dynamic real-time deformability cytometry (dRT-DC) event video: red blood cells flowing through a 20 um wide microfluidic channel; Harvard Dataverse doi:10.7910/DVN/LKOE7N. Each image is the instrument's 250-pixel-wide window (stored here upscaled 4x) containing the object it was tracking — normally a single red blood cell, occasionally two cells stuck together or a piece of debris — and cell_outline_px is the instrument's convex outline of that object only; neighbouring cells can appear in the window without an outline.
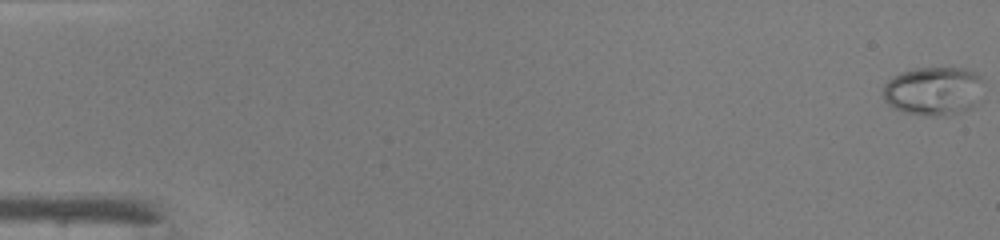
{"species": "common noctule bat (a hibernating species)", "species_latin": "Nyctalus noctula", "temperature_condition": "warm", "stored_images_in_passage": 48, "camera_frame_rate_fps": 3000, "um_per_image_px": 0.085, "animal": {"sex": "male", "body_mass_g": 19.0, "forearm_length_mm": 50.8}, "frame": {"image": 1, "passage_image": 1, "time_ms": 0.0, "image_size_px": [1000, 240], "cell_outline_px": [[980, 80], [976, 104], [972, 108], [944, 116], [932, 116], [904, 112], [892, 108], [884, 100], [884, 84], [892, 76], [900, 72], [912, 68], [964, 68], [976, 72], [980, 76]], "centroid_in_image_um": [79.28, 7.72], "position_along_channel_um": 5.7, "area_um2": 28.32}}
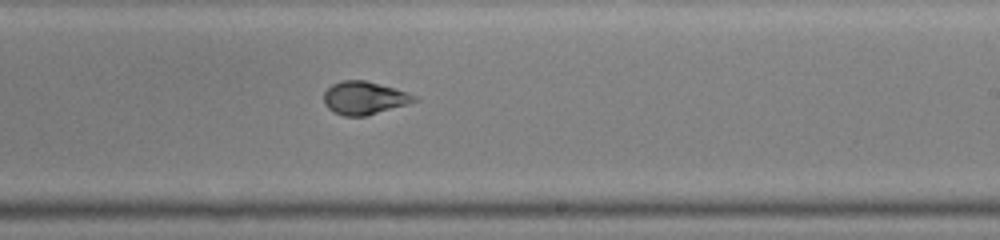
{"frame": {"image": 2, "passage_image": 30, "time_ms": 9.667, "image_size_px": [1000, 240], "cell_outline_px": [[420, 100], [368, 116], [344, 116], [332, 112], [324, 104], [324, 92], [332, 84], [340, 80], [364, 80], [396, 88], [420, 96]], "centroid_in_image_um": [31.0, 8.33], "position_along_channel_um": 258.0, "area_um2": 17.74}}
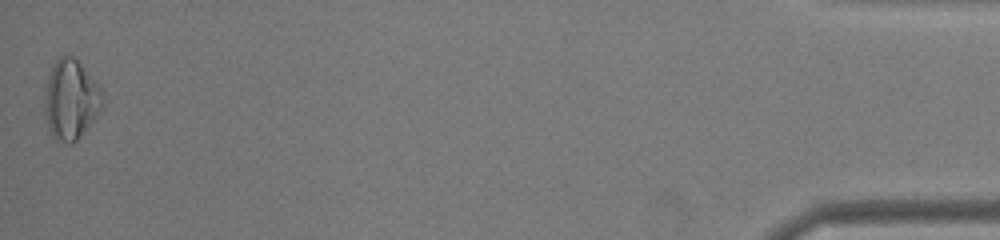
{"frame": {"image": 3, "passage_image": 48, "time_ms": 15.667, "image_size_px": [1000, 240], "cell_outline_px": [[104, 100], [100, 112], [76, 140], [72, 144], [56, 140], [52, 136], [48, 128], [44, 112], [44, 92], [48, 76], [56, 56], [72, 56], [80, 64], [104, 92]], "centroid_in_image_um": [6.0, 8.47], "position_along_channel_um": 429.2, "area_um2": 26.99}, "authors_computed_cell_mechanics": {"area_um2": 19.3052, "velocity_mm_per_s": 4.3193, "shape_relaxation_time_tau1_ms": 4.3472, "shape_relaxation_time_tau2_ms": null, "deformation_change_tau1": 0.2221, "deformation_change_tau2": null}}